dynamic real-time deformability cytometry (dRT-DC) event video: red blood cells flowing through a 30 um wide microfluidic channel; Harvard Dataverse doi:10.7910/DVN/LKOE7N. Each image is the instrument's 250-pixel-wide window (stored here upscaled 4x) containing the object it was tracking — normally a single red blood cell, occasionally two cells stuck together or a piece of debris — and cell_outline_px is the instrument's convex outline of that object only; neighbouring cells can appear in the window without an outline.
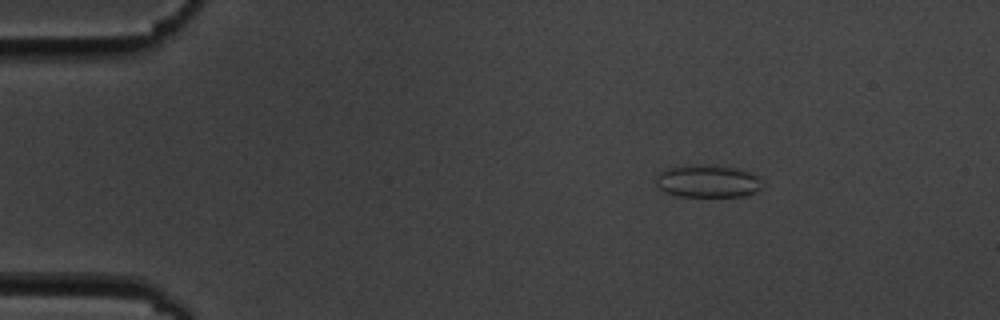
{"species": "common noctule bat (a hibernating species)", "species_latin": "Nyctalus noctula", "temperature_condition": "cold", "stored_images_in_passage": 10, "camera_frame_rate_fps": 3000, "um_per_image_px": 0.085, "animal": {"sex": "male", "body_mass_g": 19.5, "forearm_length_mm": 54.6}, "frame": {"image": 1, "passage_image": 3, "time_ms": 2.667, "image_size_px": [1000, 320], "cell_outline_px": [[760, 188], [756, 192], [744, 196], [676, 196], [660, 188], [656, 184], [656, 176], [660, 172], [668, 168], [708, 164], [736, 168], [752, 172], [760, 176]], "centroid_in_image_um": [60.19, 15.4], "position_along_channel_um": 24.8, "area_um2": 20.06}}
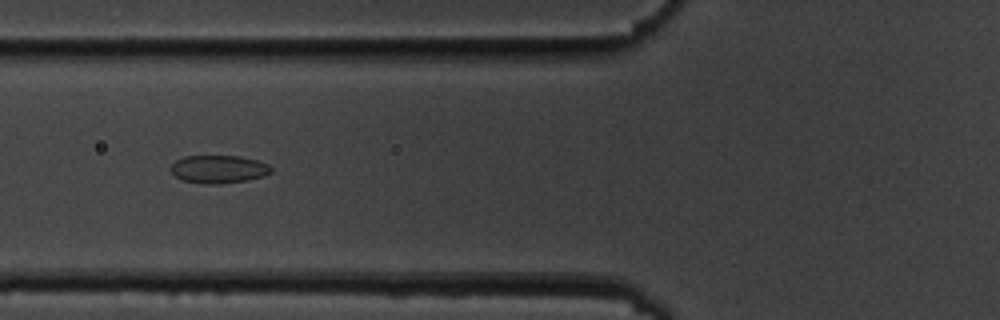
{"frame": {"image": 2, "passage_image": 7, "time_ms": 7.0, "image_size_px": [1000, 320], "cell_outline_px": [[272, 172], [264, 176], [248, 180], [216, 184], [204, 184], [184, 180], [176, 176], [168, 168], [176, 160], [184, 156], [240, 156], [256, 160], [268, 164], [272, 168]], "centroid_in_image_um": [18.59, 14.38], "position_along_channel_um": 107.2, "area_um2": 16.36}}
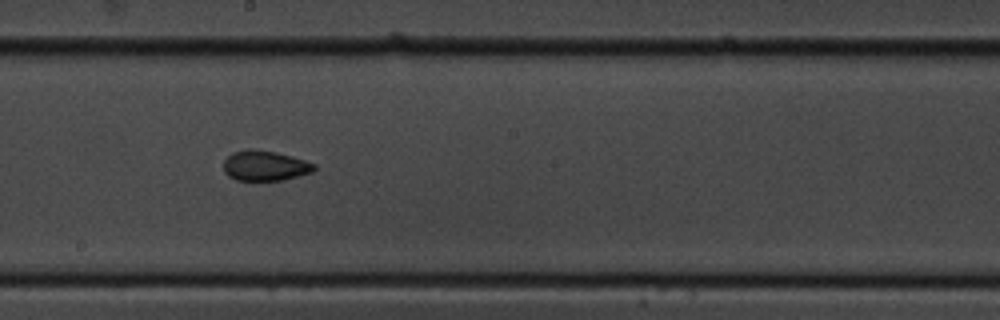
{"frame": {"image": 3, "passage_image": 10, "time_ms": 10.333, "image_size_px": [1000, 320], "cell_outline_px": [[316, 168], [312, 172], [284, 180], [236, 180], [228, 176], [224, 172], [224, 160], [232, 152], [248, 148], [252, 148], [276, 152], [292, 156], [316, 164]], "centroid_in_image_um": [22.51, 14.07], "position_along_channel_um": 225.7, "area_um2": 16.07}}